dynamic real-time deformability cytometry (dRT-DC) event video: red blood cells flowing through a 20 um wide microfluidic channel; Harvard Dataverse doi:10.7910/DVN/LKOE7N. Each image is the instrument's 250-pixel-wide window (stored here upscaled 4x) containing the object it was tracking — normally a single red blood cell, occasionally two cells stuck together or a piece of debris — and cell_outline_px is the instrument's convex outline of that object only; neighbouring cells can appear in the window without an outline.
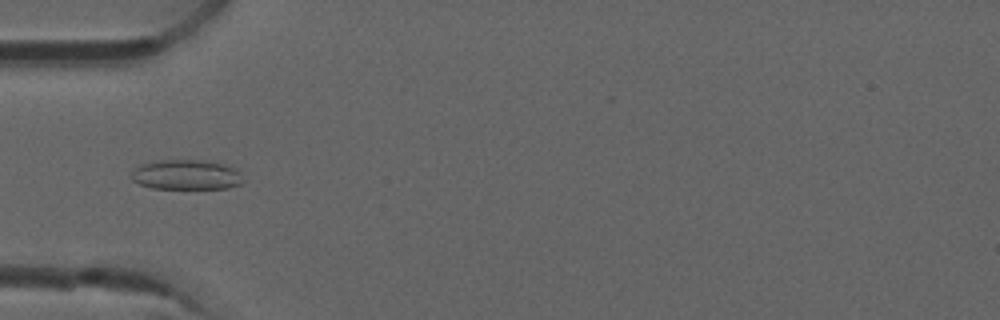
{"species": "common noctule bat (a hibernating species)", "species_latin": "Nyctalus noctula", "temperature_condition": "room temperature", "stored_images_in_passage": 52, "camera_frame_rate_fps": 3000, "um_per_image_px": 0.085, "animal": {"sex": "male", "forearm_length_mm": 52.5}, "frame": {"image": 1, "passage_image": 17, "time_ms": 5.333, "image_size_px": [1000, 320], "cell_outline_px": [[244, 180], [240, 184], [228, 188], [152, 188], [140, 184], [132, 180], [132, 172], [140, 164], [160, 160], [200, 160], [224, 164], [236, 168], [240, 172]], "centroid_in_image_um": [15.86, 14.85], "position_along_channel_um": 69.1, "area_um2": 19.42}}
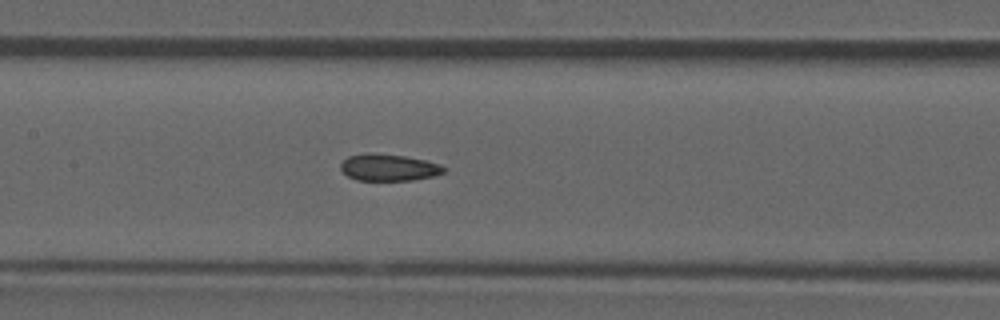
{"frame": {"image": 2, "passage_image": 25, "time_ms": 8.0, "image_size_px": [1000, 320], "cell_outline_px": [[444, 172], [432, 176], [416, 180], [356, 180], [348, 176], [340, 168], [340, 164], [348, 156], [364, 152], [372, 152], [404, 156], [428, 160], [440, 164], [444, 168]], "centroid_in_image_um": [33.02, 14.22], "position_along_channel_um": 174.4, "area_um2": 16.24}}
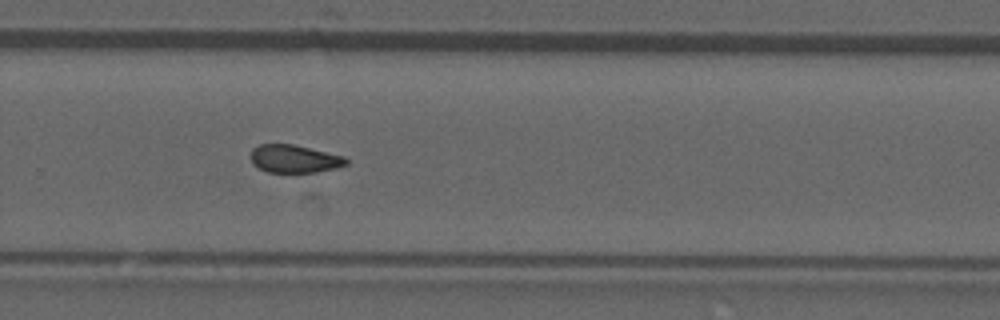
{"frame": {"image": 3, "passage_image": 35, "time_ms": 11.333, "image_size_px": [1000, 320], "cell_outline_px": [[348, 164], [336, 168], [316, 172], [268, 172], [252, 164], [252, 148], [260, 144], [292, 144], [344, 156], [348, 160]], "centroid_in_image_um": [25.03, 13.5], "position_along_channel_um": 304.8, "area_um2": 15.37}, "authors_computed_cell_mechanics": {"area_um2": 16.4152, "velocity_mm_per_s": 3.9358, "shape_relaxation_time_tau1_ms": null, "shape_relaxation_time_tau2_ms": 2.9993, "deformation_change_tau1": null, "deformation_change_tau2": 0.0885}}